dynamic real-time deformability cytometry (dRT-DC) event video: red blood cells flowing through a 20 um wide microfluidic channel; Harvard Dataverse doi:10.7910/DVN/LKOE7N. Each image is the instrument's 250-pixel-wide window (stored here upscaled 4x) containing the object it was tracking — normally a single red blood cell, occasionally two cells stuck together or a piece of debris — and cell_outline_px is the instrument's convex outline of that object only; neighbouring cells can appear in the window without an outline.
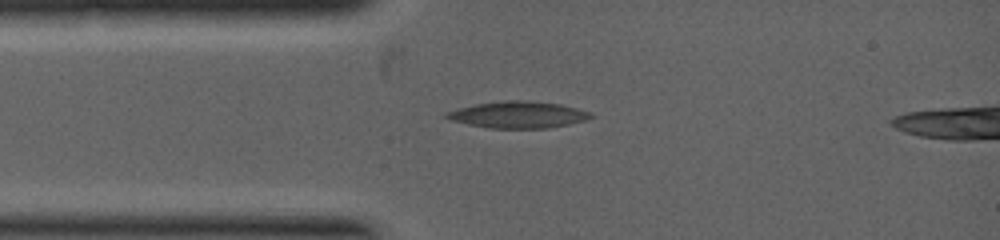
{"species": "common noctule bat (a hibernating species)", "species_latin": "Nyctalus noctula", "temperature_condition": "warm", "stored_images_in_passage": 20, "camera_frame_rate_fps": 5000, "um_per_image_px": 0.085, "animal": {"sex": "female", "body_mass_g": 19.0, "forearm_length_mm": 53.3}, "frame": {"image": 1, "passage_image": 1, "time_ms": 0.0, "image_size_px": [1000, 240], "cell_outline_px": [[596, 116], [584, 120], [568, 124], [548, 128], [488, 128], [468, 124], [452, 120], [444, 116], [444, 112], [456, 108], [476, 104], [504, 100], [528, 100], [560, 104], [592, 112]], "centroid_in_image_um": [44.03, 9.74], "position_along_channel_um": 41.0, "area_um2": 22.48}}
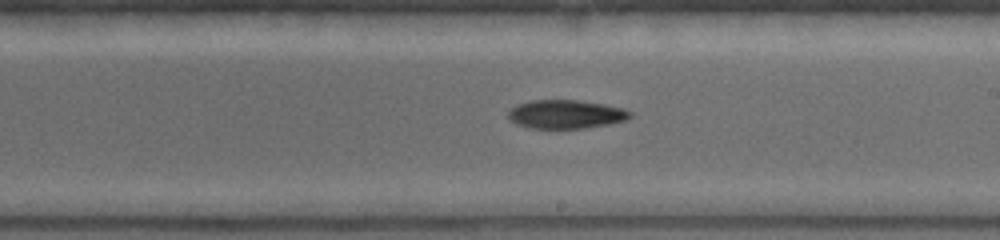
{"frame": {"image": 2, "passage_image": 10, "time_ms": 2.8, "image_size_px": [1000, 240], "cell_outline_px": [[632, 116], [624, 120], [608, 124], [584, 128], [532, 128], [516, 124], [508, 116], [508, 112], [512, 108], [520, 104], [532, 100], [576, 100], [604, 104], [624, 108], [632, 112]], "centroid_in_image_um": [48.13, 9.71], "position_along_channel_um": 240.9, "area_um2": 20.11}}
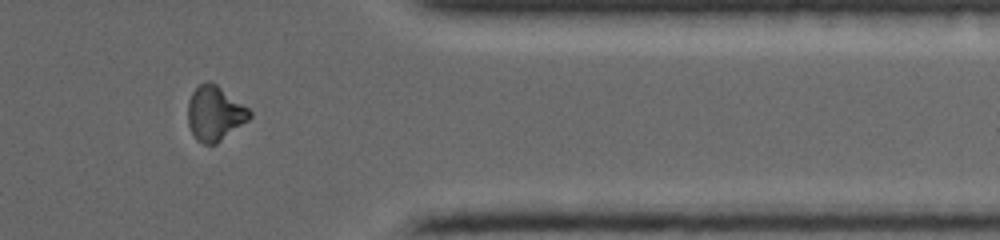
{"frame": {"image": 3, "passage_image": 17, "time_ms": 5.0, "image_size_px": [1000, 240], "cell_outline_px": [[252, 116], [248, 120], [216, 144], [204, 144], [196, 140], [188, 124], [188, 100], [192, 92], [200, 84], [208, 80], [216, 84], [248, 108], [252, 112]], "centroid_in_image_um": [18.24, 9.64], "position_along_channel_um": 393.2, "area_um2": 19.54}}